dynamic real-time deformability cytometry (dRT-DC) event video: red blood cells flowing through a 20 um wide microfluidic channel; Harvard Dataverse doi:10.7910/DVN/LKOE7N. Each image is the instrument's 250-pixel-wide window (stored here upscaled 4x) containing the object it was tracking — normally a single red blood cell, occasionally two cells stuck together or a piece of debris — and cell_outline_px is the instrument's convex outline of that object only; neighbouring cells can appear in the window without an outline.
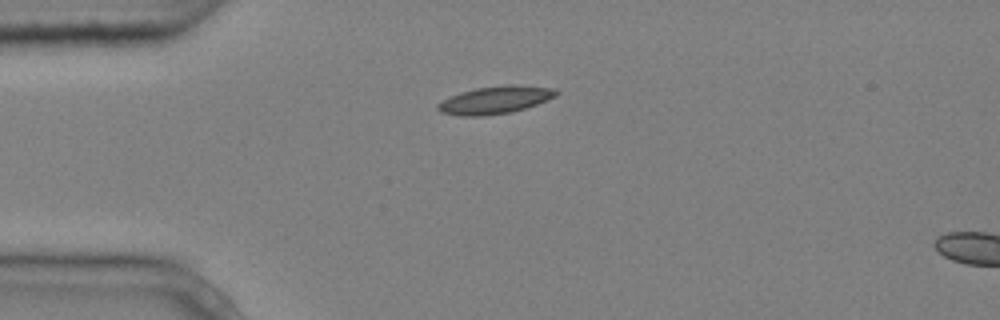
{"species": "common noctule bat (a hibernating species)", "species_latin": "Nyctalus noctula", "temperature_condition": "cold", "stored_images_in_passage": 2, "camera_frame_rate_fps": 3000, "um_per_image_px": 0.085, "animal": {"sex": "male", "body_mass_g": 20.4}, "frame": {"image": 1, "passage_image": 1, "time_ms": 0.0, "image_size_px": [1000, 320], "cell_outline_px": [[560, 92], [556, 96], [536, 104], [512, 112], [484, 116], [460, 116], [440, 112], [436, 108], [436, 104], [460, 92], [476, 88], [504, 84], [516, 84], [556, 88]], "centroid_in_image_um": [42.11, 8.48], "position_along_channel_um": 42.9, "area_um2": 19.19}}